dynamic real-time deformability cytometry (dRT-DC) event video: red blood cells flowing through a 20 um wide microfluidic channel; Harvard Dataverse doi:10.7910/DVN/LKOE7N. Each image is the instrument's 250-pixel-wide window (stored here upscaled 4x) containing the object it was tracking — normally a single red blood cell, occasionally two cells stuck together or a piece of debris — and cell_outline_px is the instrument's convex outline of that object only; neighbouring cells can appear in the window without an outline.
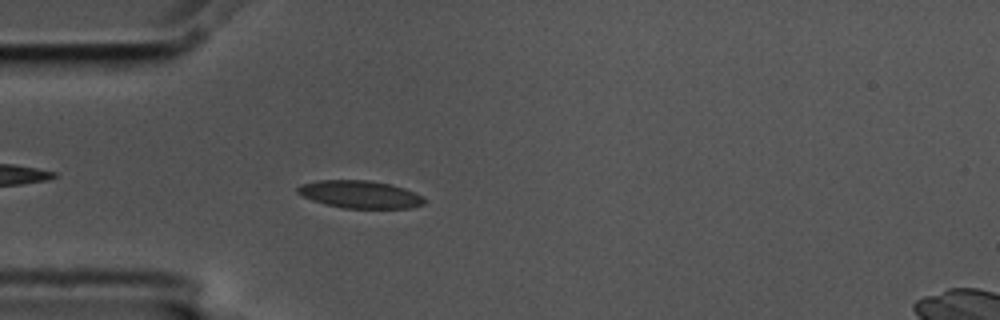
{"species": "common noctule bat (a hibernating species)", "species_latin": "Nyctalus noctula", "temperature_condition": "cold", "stored_images_in_passage": 55, "camera_frame_rate_fps": 3000, "um_per_image_px": 0.085, "animal": {"sex": "male", "body_mass_g": 17.5, "forearm_length_mm": 52.3}, "frame": {"image": 1, "passage_image": 15, "time_ms": 4.667, "image_size_px": [1000, 320], "cell_outline_px": [[424, 204], [412, 208], [344, 208], [324, 204], [300, 196], [296, 192], [296, 188], [300, 184], [316, 180], [368, 180], [388, 184], [404, 188], [420, 196], [424, 200]], "centroid_in_image_um": [30.51, 16.52], "position_along_channel_um": 54.5, "area_um2": 20.35}}
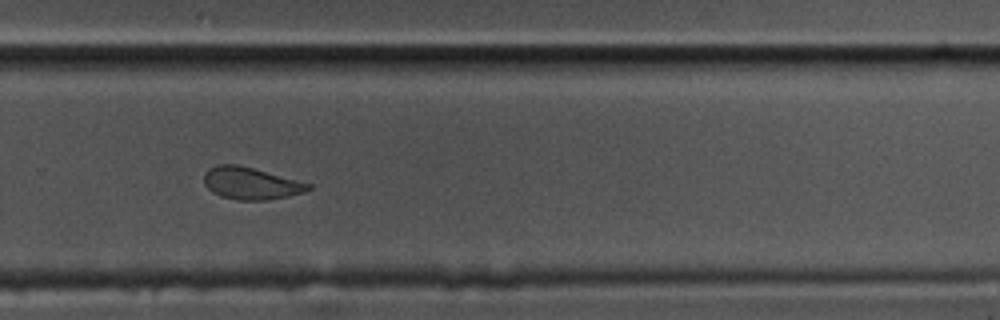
{"frame": {"image": 2, "passage_image": 37, "time_ms": 12.0, "image_size_px": [1000, 320], "cell_outline_px": [[312, 188], [304, 192], [288, 196], [268, 200], [236, 200], [220, 196], [212, 192], [204, 184], [204, 172], [208, 168], [216, 164], [236, 164], [252, 168], [312, 184]], "centroid_in_image_um": [21.29, 15.58], "position_along_channel_um": 308.5, "area_um2": 19.54}}
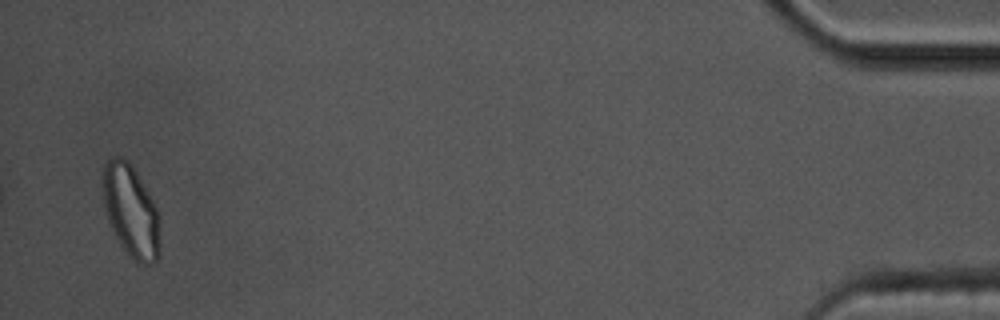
{"frame": {"image": 3, "passage_image": 54, "time_ms": 17.667, "image_size_px": [1000, 320], "cell_outline_px": [[160, 256], [152, 264], [140, 264], [132, 260], [128, 256], [120, 244], [108, 220], [104, 208], [104, 164], [112, 156], [120, 156], [128, 160], [136, 172], [148, 192], [160, 216]], "centroid_in_image_um": [11.16, 17.99], "position_along_channel_um": 424.0, "area_um2": 30.81}, "authors_computed_cell_mechanics": {"area_um2": 20.1722, "velocity_mm_per_s": 3.55, "shape_relaxation_time_tau1_ms": null, "shape_relaxation_time_tau2_ms": 1.5659, "deformation_change_tau1": null, "deformation_change_tau2": 0.0751}}